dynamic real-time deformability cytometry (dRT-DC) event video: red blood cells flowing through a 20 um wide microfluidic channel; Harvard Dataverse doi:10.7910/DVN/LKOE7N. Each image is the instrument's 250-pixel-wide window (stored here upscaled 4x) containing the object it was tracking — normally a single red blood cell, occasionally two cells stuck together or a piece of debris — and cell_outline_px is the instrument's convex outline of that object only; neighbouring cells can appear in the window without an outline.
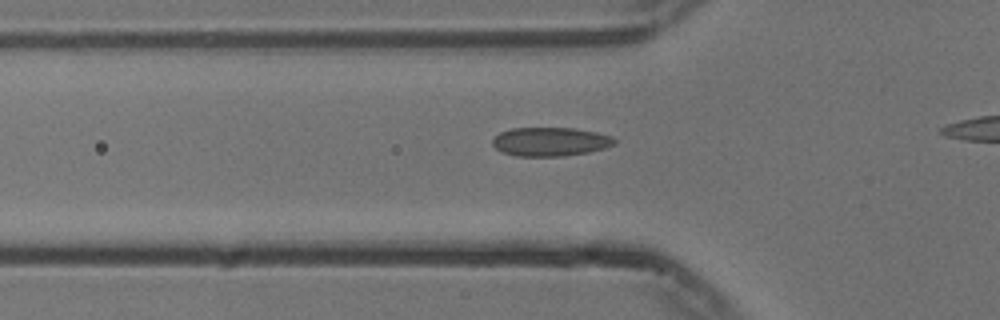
{"species": "common noctule bat (a hibernating species)", "species_latin": "Nyctalus noctula", "temperature_condition": "cold", "stored_images_in_passage": 30, "camera_frame_rate_fps": 3000, "um_per_image_px": 0.085, "animal": {"sex": "male", "body_mass_g": 13.3}, "frame": {"image": 1, "passage_image": 4, "time_ms": 1.0, "image_size_px": [1000, 320], "cell_outline_px": [[616, 144], [604, 148], [588, 152], [564, 156], [516, 156], [504, 152], [496, 148], [492, 144], [492, 140], [500, 132], [512, 128], [576, 128], [596, 132], [612, 136], [616, 140]], "centroid_in_image_um": [46.8, 12.04], "position_along_channel_um": 79.0, "area_um2": 20.46}}
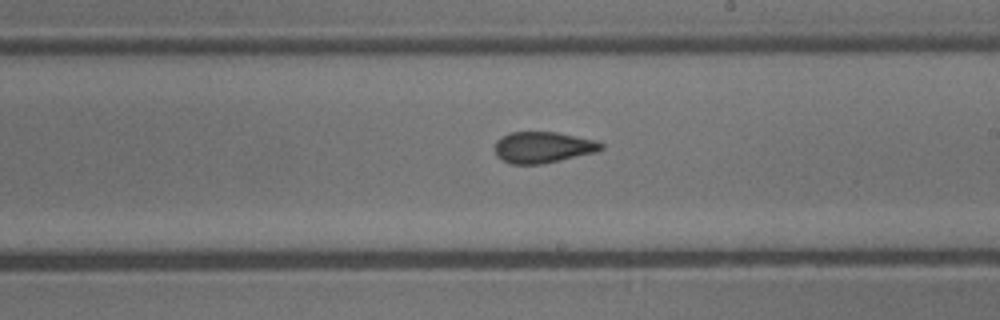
{"frame": {"image": 2, "passage_image": 17, "time_ms": 5.333, "image_size_px": [1000, 320], "cell_outline_px": [[604, 148], [596, 152], [560, 160], [540, 164], [512, 164], [496, 156], [496, 140], [500, 136], [508, 132], [556, 132], [596, 140], [604, 144]], "centroid_in_image_um": [46.15, 12.51], "position_along_channel_um": 242.8, "area_um2": 19.31}}
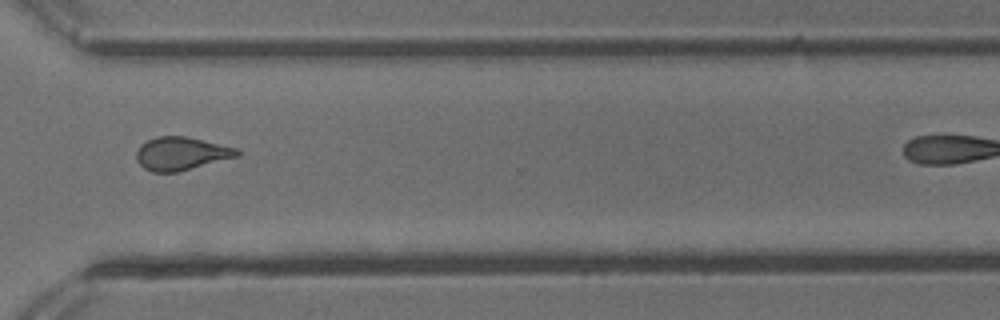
{"frame": {"image": 3, "passage_image": 26, "time_ms": 8.333, "image_size_px": [1000, 320], "cell_outline_px": [[240, 156], [176, 172], [152, 172], [144, 168], [136, 160], [136, 152], [140, 144], [156, 136], [188, 136], [236, 148], [240, 152]], "centroid_in_image_um": [15.39, 13.04], "position_along_channel_um": 355.2, "area_um2": 19.48}}